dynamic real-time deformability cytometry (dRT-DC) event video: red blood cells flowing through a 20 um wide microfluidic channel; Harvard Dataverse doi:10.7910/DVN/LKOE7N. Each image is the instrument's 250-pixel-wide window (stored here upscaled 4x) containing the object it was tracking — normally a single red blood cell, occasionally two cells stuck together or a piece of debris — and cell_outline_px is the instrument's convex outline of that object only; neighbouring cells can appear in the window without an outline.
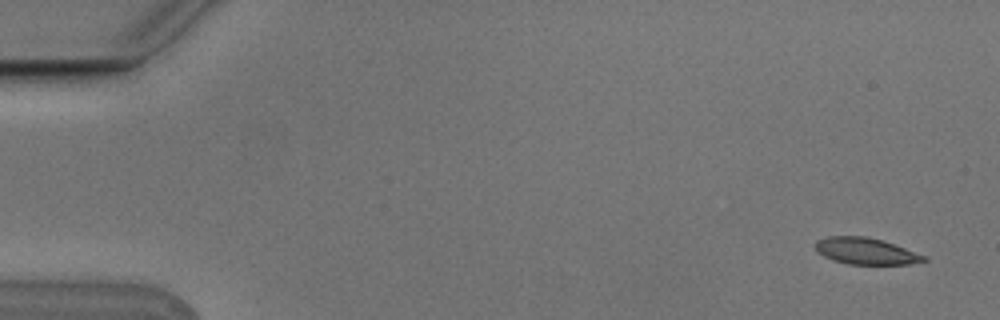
{"species": "Egyptian fruit bat (a non-hibernating species)", "species_latin": "Rousettus aegyptiacus", "temperature_condition": "cold", "stored_images_in_passage": 7, "camera_frame_rate_fps": 3000, "um_per_image_px": 0.085, "animal": {"sex": "male"}, "frame": {"image": 1, "passage_image": 1, "time_ms": 0.0, "image_size_px": [1000, 320], "cell_outline_px": [[928, 260], [908, 264], [848, 264], [832, 260], [816, 252], [812, 244], [816, 240], [828, 236], [868, 236], [884, 240], [928, 256]], "centroid_in_image_um": [73.57, 21.33], "position_along_channel_um": 11.4, "area_um2": 17.17}}